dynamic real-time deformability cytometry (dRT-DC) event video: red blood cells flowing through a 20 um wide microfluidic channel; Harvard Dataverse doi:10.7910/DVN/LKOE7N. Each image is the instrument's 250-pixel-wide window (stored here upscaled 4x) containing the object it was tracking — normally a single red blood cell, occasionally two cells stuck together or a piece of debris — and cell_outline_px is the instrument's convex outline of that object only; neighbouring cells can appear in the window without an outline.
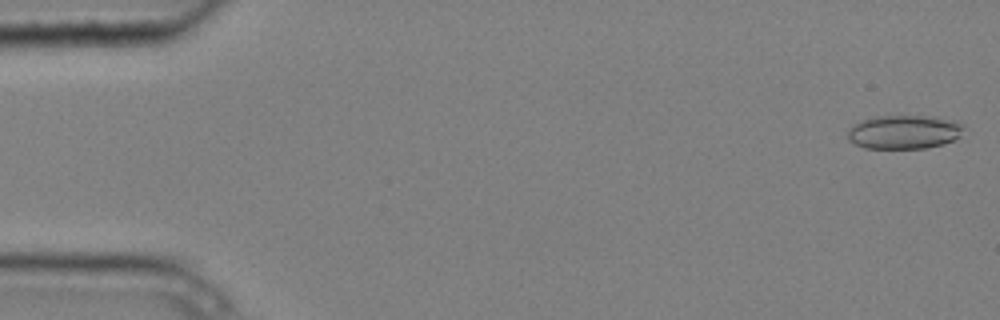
{"species": "common noctule bat (a hibernating species)", "species_latin": "Nyctalus noctula", "temperature_condition": "cold", "stored_images_in_passage": 5, "camera_frame_rate_fps": 3000, "um_per_image_px": 0.085, "animal": {"sex": "male", "body_mass_g": 20.4}, "frame": {"image": 1, "passage_image": 1, "time_ms": 0.0, "image_size_px": [1000, 320], "cell_outline_px": [[964, 128], [960, 136], [944, 144], [928, 148], [864, 148], [848, 140], [848, 132], [856, 124], [864, 120], [876, 116], [928, 116], [956, 120], [964, 124]], "centroid_in_image_um": [76.91, 11.22], "position_along_channel_um": 8.1, "area_um2": 22.77}}